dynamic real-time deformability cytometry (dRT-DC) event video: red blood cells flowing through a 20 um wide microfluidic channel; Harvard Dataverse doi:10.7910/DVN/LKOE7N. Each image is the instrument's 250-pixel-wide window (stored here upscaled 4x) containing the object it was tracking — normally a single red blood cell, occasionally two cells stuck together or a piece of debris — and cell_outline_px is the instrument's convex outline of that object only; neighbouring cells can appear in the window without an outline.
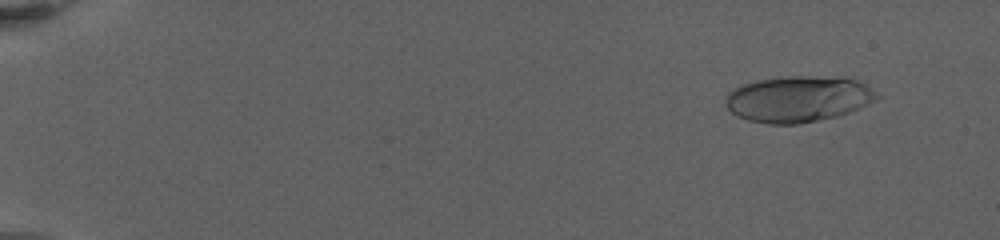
{"species": "human", "species_latin": "Homo sapiens", "temperature_condition": "warm", "stored_images_in_passage": 35, "camera_frame_rate_fps": 3000, "um_per_image_px": 0.085, "donor": {"sex": "female"}, "frame": {"image": 1, "passage_image": 4, "time_ms": 1.667, "image_size_px": [1000, 240], "cell_outline_px": [[880, 96], [868, 104], [848, 112], [836, 116], [796, 124], [768, 124], [748, 120], [732, 112], [728, 108], [724, 100], [728, 92], [744, 84], [756, 80], [792, 76], [852, 76], [872, 88]], "centroid_in_image_um": [67.88, 8.39], "position_along_channel_um": 17.1, "area_um2": 40.69}}
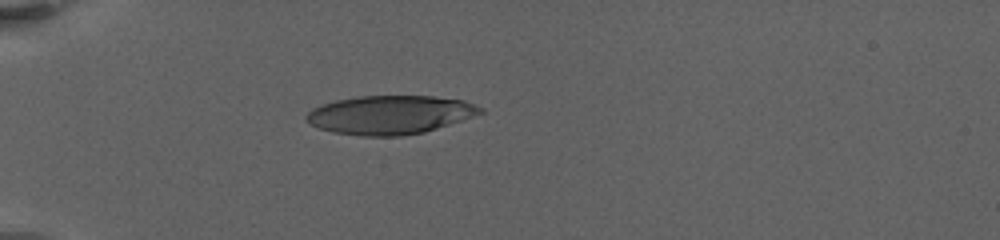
{"frame": {"image": 2, "passage_image": 23, "time_ms": 6.667, "image_size_px": [1000, 240], "cell_outline_px": [[484, 112], [424, 132], [400, 136], [360, 136], [332, 132], [308, 124], [304, 120], [304, 116], [312, 108], [336, 100], [360, 96], [432, 96], [464, 100], [484, 108]], "centroid_in_image_um": [33.1, 9.76], "position_along_channel_um": 51.9, "area_um2": 39.13}}
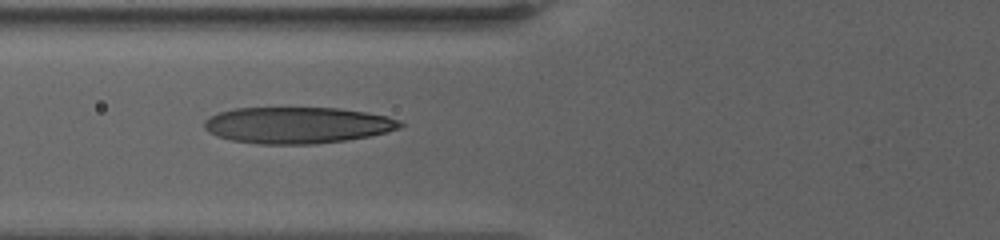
{"frame": {"image": 3, "passage_image": 34, "time_ms": 9.0, "image_size_px": [1000, 240], "cell_outline_px": [[404, 124], [400, 128], [388, 132], [348, 140], [316, 144], [260, 144], [232, 140], [216, 136], [208, 132], [204, 128], [204, 120], [220, 112], [232, 108], [340, 108], [388, 116], [400, 120]], "centroid_in_image_um": [25.29, 10.64], "position_along_channel_um": 100.5, "area_um2": 41.67}}